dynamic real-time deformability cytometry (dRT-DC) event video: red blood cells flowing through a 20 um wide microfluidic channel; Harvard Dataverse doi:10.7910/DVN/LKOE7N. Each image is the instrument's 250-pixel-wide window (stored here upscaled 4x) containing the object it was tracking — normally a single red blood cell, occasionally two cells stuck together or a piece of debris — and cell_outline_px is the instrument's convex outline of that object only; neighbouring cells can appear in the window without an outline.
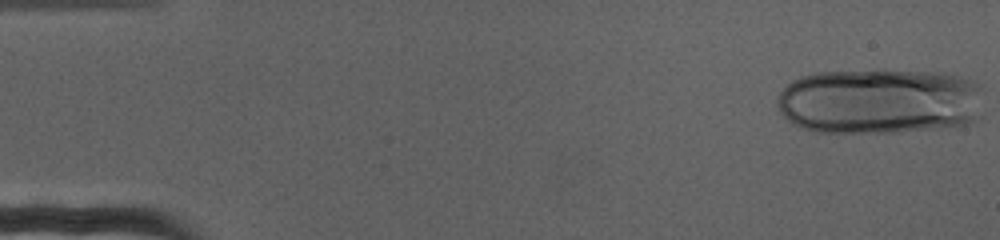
{"species": "human", "species_latin": "Homo sapiens", "temperature_condition": "cold", "stored_images_in_passage": 23, "camera_frame_rate_fps": 3000, "um_per_image_px": 0.085, "donor": {"sex": "female"}, "frame": {"image": 1, "passage_image": 1, "time_ms": 0.0, "image_size_px": [1000, 240], "cell_outline_px": [[984, 116], [968, 124], [940, 128], [896, 132], [816, 132], [800, 128], [788, 120], [780, 112], [776, 104], [776, 96], [792, 80], [800, 76], [812, 72], [876, 68], [884, 68], [952, 72], [976, 80], [984, 88]], "centroid_in_image_um": [74.88, 8.55], "position_along_channel_um": 10.1, "area_um2": 82.77}}
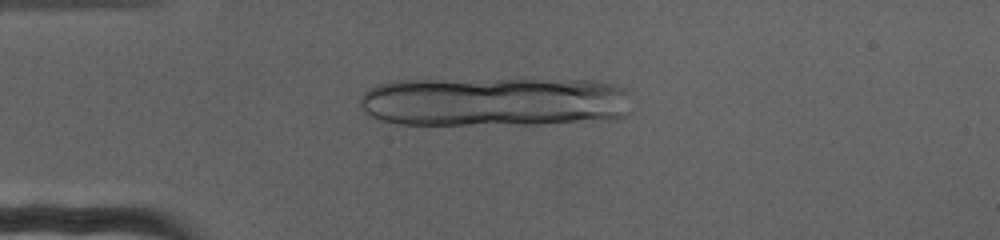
{"frame": {"image": 2, "passage_image": 17, "time_ms": 5.333, "image_size_px": [1000, 240], "cell_outline_px": [[628, 112], [624, 116], [616, 120], [540, 124], [400, 124], [380, 120], [368, 116], [360, 108], [360, 96], [368, 88], [376, 84], [396, 80], [524, 76], [600, 80], [616, 84], [624, 88], [628, 92]], "centroid_in_image_um": [42.08, 8.58], "position_along_channel_um": 42.9, "area_um2": 82.71}}